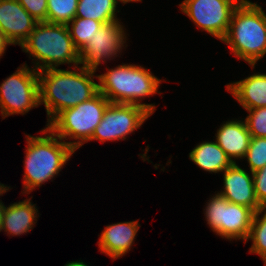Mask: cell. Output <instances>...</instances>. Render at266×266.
Instances as JSON below:
<instances>
[{"instance_id": "6da1fadb", "label": "cell", "mask_w": 266, "mask_h": 266, "mask_svg": "<svg viewBox=\"0 0 266 266\" xmlns=\"http://www.w3.org/2000/svg\"><path fill=\"white\" fill-rule=\"evenodd\" d=\"M72 69L38 71L40 105L45 106L47 125L63 110L75 107L99 92V85L93 77L96 71L79 65Z\"/></svg>"}, {"instance_id": "7a4b0ae2", "label": "cell", "mask_w": 266, "mask_h": 266, "mask_svg": "<svg viewBox=\"0 0 266 266\" xmlns=\"http://www.w3.org/2000/svg\"><path fill=\"white\" fill-rule=\"evenodd\" d=\"M44 136L25 135L27 141L24 162L23 193L30 194L53 179L70 160L75 149L56 136L47 126Z\"/></svg>"}, {"instance_id": "3957f363", "label": "cell", "mask_w": 266, "mask_h": 266, "mask_svg": "<svg viewBox=\"0 0 266 266\" xmlns=\"http://www.w3.org/2000/svg\"><path fill=\"white\" fill-rule=\"evenodd\" d=\"M221 41L229 45L235 57L253 69L266 54V14L262 6L242 0L235 8L227 34Z\"/></svg>"}, {"instance_id": "277c9868", "label": "cell", "mask_w": 266, "mask_h": 266, "mask_svg": "<svg viewBox=\"0 0 266 266\" xmlns=\"http://www.w3.org/2000/svg\"><path fill=\"white\" fill-rule=\"evenodd\" d=\"M99 80V92L111 103H125L138 105L146 109L151 115L155 104L141 103L143 98L151 97L158 92L161 79L157 78L140 65L122 64L108 69L106 73L95 75Z\"/></svg>"}, {"instance_id": "5b68a950", "label": "cell", "mask_w": 266, "mask_h": 266, "mask_svg": "<svg viewBox=\"0 0 266 266\" xmlns=\"http://www.w3.org/2000/svg\"><path fill=\"white\" fill-rule=\"evenodd\" d=\"M21 48L34 58L32 60H36L33 67L36 71L59 68L61 64L80 65L79 51L73 44L68 26L64 24L38 22Z\"/></svg>"}, {"instance_id": "8992f818", "label": "cell", "mask_w": 266, "mask_h": 266, "mask_svg": "<svg viewBox=\"0 0 266 266\" xmlns=\"http://www.w3.org/2000/svg\"><path fill=\"white\" fill-rule=\"evenodd\" d=\"M109 104L110 101L98 92L91 99L63 110L46 126L64 142L77 140L66 142L77 150L91 139Z\"/></svg>"}, {"instance_id": "52a82bcc", "label": "cell", "mask_w": 266, "mask_h": 266, "mask_svg": "<svg viewBox=\"0 0 266 266\" xmlns=\"http://www.w3.org/2000/svg\"><path fill=\"white\" fill-rule=\"evenodd\" d=\"M207 224L216 235L232 239H243L246 244L255 211L242 205L229 202L220 194L208 200L204 209Z\"/></svg>"}, {"instance_id": "ba28073f", "label": "cell", "mask_w": 266, "mask_h": 266, "mask_svg": "<svg viewBox=\"0 0 266 266\" xmlns=\"http://www.w3.org/2000/svg\"><path fill=\"white\" fill-rule=\"evenodd\" d=\"M40 105L38 71L27 64L0 84V112L3 119L10 115L29 112Z\"/></svg>"}, {"instance_id": "9c48e42d", "label": "cell", "mask_w": 266, "mask_h": 266, "mask_svg": "<svg viewBox=\"0 0 266 266\" xmlns=\"http://www.w3.org/2000/svg\"><path fill=\"white\" fill-rule=\"evenodd\" d=\"M241 1L184 0L179 6L198 28L222 40L227 34L232 14Z\"/></svg>"}, {"instance_id": "30bf717a", "label": "cell", "mask_w": 266, "mask_h": 266, "mask_svg": "<svg viewBox=\"0 0 266 266\" xmlns=\"http://www.w3.org/2000/svg\"><path fill=\"white\" fill-rule=\"evenodd\" d=\"M150 116L141 106L110 102L89 141L99 140L104 143L125 140L127 135L141 127Z\"/></svg>"}, {"instance_id": "8fae6325", "label": "cell", "mask_w": 266, "mask_h": 266, "mask_svg": "<svg viewBox=\"0 0 266 266\" xmlns=\"http://www.w3.org/2000/svg\"><path fill=\"white\" fill-rule=\"evenodd\" d=\"M123 26L117 20L98 29L91 41L79 52L81 67L96 71L102 62L106 63L107 59L118 56L127 40Z\"/></svg>"}, {"instance_id": "7c38bea8", "label": "cell", "mask_w": 266, "mask_h": 266, "mask_svg": "<svg viewBox=\"0 0 266 266\" xmlns=\"http://www.w3.org/2000/svg\"><path fill=\"white\" fill-rule=\"evenodd\" d=\"M223 173V191H219L218 194L231 203L252 208L255 212L264 209L255 194L252 172L249 175L244 168L233 163Z\"/></svg>"}, {"instance_id": "4fadbf2b", "label": "cell", "mask_w": 266, "mask_h": 266, "mask_svg": "<svg viewBox=\"0 0 266 266\" xmlns=\"http://www.w3.org/2000/svg\"><path fill=\"white\" fill-rule=\"evenodd\" d=\"M37 23L17 0H0V29L12 45L21 46Z\"/></svg>"}, {"instance_id": "5bb4252c", "label": "cell", "mask_w": 266, "mask_h": 266, "mask_svg": "<svg viewBox=\"0 0 266 266\" xmlns=\"http://www.w3.org/2000/svg\"><path fill=\"white\" fill-rule=\"evenodd\" d=\"M139 227L137 220L107 225L99 238L100 252L113 260L122 257L134 244Z\"/></svg>"}, {"instance_id": "9a60e30c", "label": "cell", "mask_w": 266, "mask_h": 266, "mask_svg": "<svg viewBox=\"0 0 266 266\" xmlns=\"http://www.w3.org/2000/svg\"><path fill=\"white\" fill-rule=\"evenodd\" d=\"M215 137L216 143L232 163H236L235 159H244L252 138L245 121L237 119L228 120L220 125Z\"/></svg>"}, {"instance_id": "2e32d148", "label": "cell", "mask_w": 266, "mask_h": 266, "mask_svg": "<svg viewBox=\"0 0 266 266\" xmlns=\"http://www.w3.org/2000/svg\"><path fill=\"white\" fill-rule=\"evenodd\" d=\"M227 91L245 109L266 107V74L254 73L226 85Z\"/></svg>"}, {"instance_id": "e0dca14e", "label": "cell", "mask_w": 266, "mask_h": 266, "mask_svg": "<svg viewBox=\"0 0 266 266\" xmlns=\"http://www.w3.org/2000/svg\"><path fill=\"white\" fill-rule=\"evenodd\" d=\"M31 198L12 203L8 207L4 205L3 230L9 236H20L32 230L37 223L38 209Z\"/></svg>"}, {"instance_id": "ac0fdd59", "label": "cell", "mask_w": 266, "mask_h": 266, "mask_svg": "<svg viewBox=\"0 0 266 266\" xmlns=\"http://www.w3.org/2000/svg\"><path fill=\"white\" fill-rule=\"evenodd\" d=\"M189 158L200 169L210 173L223 172L233 163L216 141H203L189 153Z\"/></svg>"}, {"instance_id": "d6986e66", "label": "cell", "mask_w": 266, "mask_h": 266, "mask_svg": "<svg viewBox=\"0 0 266 266\" xmlns=\"http://www.w3.org/2000/svg\"><path fill=\"white\" fill-rule=\"evenodd\" d=\"M118 0H79L75 17L90 18L103 24L119 20L117 18Z\"/></svg>"}, {"instance_id": "ffe728a7", "label": "cell", "mask_w": 266, "mask_h": 266, "mask_svg": "<svg viewBox=\"0 0 266 266\" xmlns=\"http://www.w3.org/2000/svg\"><path fill=\"white\" fill-rule=\"evenodd\" d=\"M104 24L90 19L75 17L67 26L75 48L80 52Z\"/></svg>"}, {"instance_id": "44dd1931", "label": "cell", "mask_w": 266, "mask_h": 266, "mask_svg": "<svg viewBox=\"0 0 266 266\" xmlns=\"http://www.w3.org/2000/svg\"><path fill=\"white\" fill-rule=\"evenodd\" d=\"M247 240H252L253 242L249 253L258 254L266 266V211L264 209L255 212L246 242Z\"/></svg>"}, {"instance_id": "7402d4cb", "label": "cell", "mask_w": 266, "mask_h": 266, "mask_svg": "<svg viewBox=\"0 0 266 266\" xmlns=\"http://www.w3.org/2000/svg\"><path fill=\"white\" fill-rule=\"evenodd\" d=\"M79 0H47V22L68 25L76 15Z\"/></svg>"}, {"instance_id": "603a6c76", "label": "cell", "mask_w": 266, "mask_h": 266, "mask_svg": "<svg viewBox=\"0 0 266 266\" xmlns=\"http://www.w3.org/2000/svg\"><path fill=\"white\" fill-rule=\"evenodd\" d=\"M244 158H247L250 172L263 168L266 165V137H252Z\"/></svg>"}, {"instance_id": "cb8c5ba5", "label": "cell", "mask_w": 266, "mask_h": 266, "mask_svg": "<svg viewBox=\"0 0 266 266\" xmlns=\"http://www.w3.org/2000/svg\"><path fill=\"white\" fill-rule=\"evenodd\" d=\"M246 111L249 113L244 121L251 137H266V107Z\"/></svg>"}, {"instance_id": "d4e9b609", "label": "cell", "mask_w": 266, "mask_h": 266, "mask_svg": "<svg viewBox=\"0 0 266 266\" xmlns=\"http://www.w3.org/2000/svg\"><path fill=\"white\" fill-rule=\"evenodd\" d=\"M38 22H47V0H17Z\"/></svg>"}, {"instance_id": "484cf974", "label": "cell", "mask_w": 266, "mask_h": 266, "mask_svg": "<svg viewBox=\"0 0 266 266\" xmlns=\"http://www.w3.org/2000/svg\"><path fill=\"white\" fill-rule=\"evenodd\" d=\"M255 194L258 202L266 207V165L253 172Z\"/></svg>"}, {"instance_id": "4316f807", "label": "cell", "mask_w": 266, "mask_h": 266, "mask_svg": "<svg viewBox=\"0 0 266 266\" xmlns=\"http://www.w3.org/2000/svg\"><path fill=\"white\" fill-rule=\"evenodd\" d=\"M10 186H6V185H2L0 187V196H3L4 193H6L7 191H9ZM3 210H4V204L2 202V200L0 201V231L3 230Z\"/></svg>"}, {"instance_id": "83f0119b", "label": "cell", "mask_w": 266, "mask_h": 266, "mask_svg": "<svg viewBox=\"0 0 266 266\" xmlns=\"http://www.w3.org/2000/svg\"><path fill=\"white\" fill-rule=\"evenodd\" d=\"M12 45L10 41L6 38L4 32L0 29V58L5 53L6 47Z\"/></svg>"}, {"instance_id": "f1b7e54d", "label": "cell", "mask_w": 266, "mask_h": 266, "mask_svg": "<svg viewBox=\"0 0 266 266\" xmlns=\"http://www.w3.org/2000/svg\"><path fill=\"white\" fill-rule=\"evenodd\" d=\"M64 266H89L87 265L86 263H84L83 261H71V262H68L67 264H65Z\"/></svg>"}, {"instance_id": "f546056e", "label": "cell", "mask_w": 266, "mask_h": 266, "mask_svg": "<svg viewBox=\"0 0 266 266\" xmlns=\"http://www.w3.org/2000/svg\"><path fill=\"white\" fill-rule=\"evenodd\" d=\"M118 1L123 3V4H126V3H129V2H139V1H142V0H118Z\"/></svg>"}]
</instances>
